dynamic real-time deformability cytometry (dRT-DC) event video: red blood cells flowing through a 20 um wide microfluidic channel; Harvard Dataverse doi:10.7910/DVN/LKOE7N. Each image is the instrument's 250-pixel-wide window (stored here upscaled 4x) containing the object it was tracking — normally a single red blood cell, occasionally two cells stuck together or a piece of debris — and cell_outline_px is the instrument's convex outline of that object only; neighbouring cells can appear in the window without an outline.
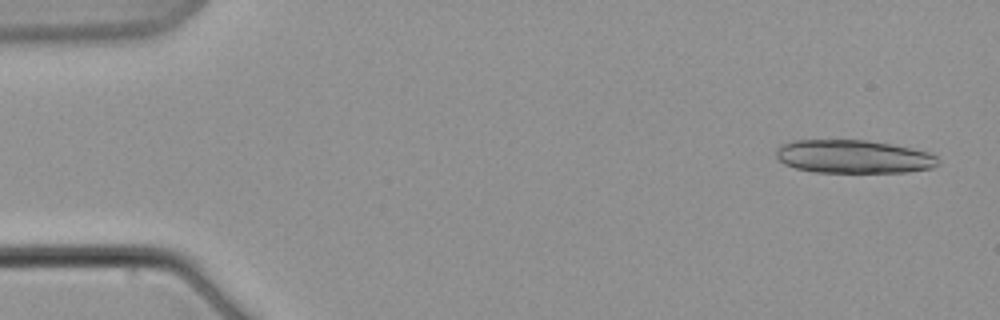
{"species": "common noctule bat (a hibernating species)", "species_latin": "Nyctalus noctula", "temperature_condition": "warm", "stored_images_in_passage": 7, "segment_of_instrument_passage": [1, 2], "camera_frame_rate_fps": 3000, "um_per_image_px": 0.085, "animal": {"sex": "male", "body_mass_g": 21.5, "forearm_length_mm": 52.0}, "frame": {"image": 1, "passage_image": 1, "time_ms": 0.0, "image_size_px": [1000, 320], "cell_outline_px": [[940, 164], [932, 168], [908, 172], [816, 172], [796, 168], [784, 164], [776, 156], [776, 148], [780, 144], [792, 140], [864, 140], [892, 144], [928, 152], [936, 156], [940, 160]], "centroid_in_image_um": [72.54, 13.31], "position_along_channel_um": 12.5, "area_um2": 31.56}}